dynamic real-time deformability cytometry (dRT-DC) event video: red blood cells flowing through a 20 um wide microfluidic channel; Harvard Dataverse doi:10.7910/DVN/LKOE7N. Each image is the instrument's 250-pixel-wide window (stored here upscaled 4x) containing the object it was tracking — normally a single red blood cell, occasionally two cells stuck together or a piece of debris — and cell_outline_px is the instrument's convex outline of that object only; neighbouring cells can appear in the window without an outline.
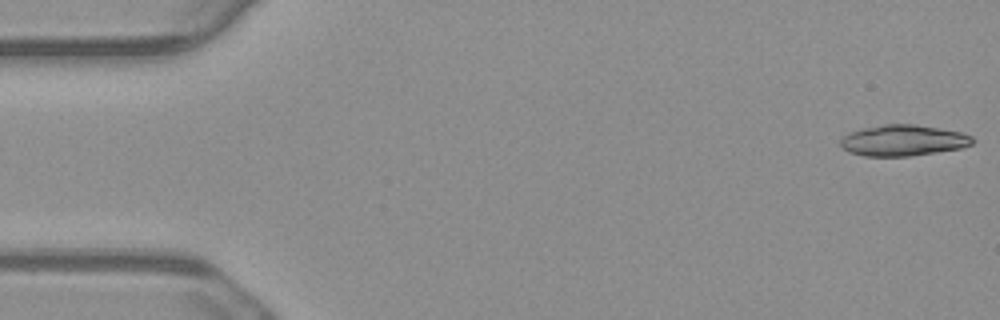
{"species": "common noctule bat (a hibernating species)", "species_latin": "Nyctalus noctula", "temperature_condition": "warm", "stored_images_in_passage": 18, "camera_frame_rate_fps": 3000, "um_per_image_px": 0.085, "animal": {"sex": "male", "body_mass_g": 23.1, "forearm_length_mm": 52.7}, "frame": {"image": 1, "passage_image": 1, "time_ms": 0.0, "image_size_px": [1000, 320], "cell_outline_px": [[976, 140], [972, 144], [960, 148], [912, 156], [864, 156], [848, 152], [840, 144], [840, 140], [848, 132], [864, 128], [884, 124], [916, 124], [940, 128], [960, 132], [972, 136]], "centroid_in_image_um": [76.77, 11.93], "position_along_channel_um": 8.2, "area_um2": 23.93}}
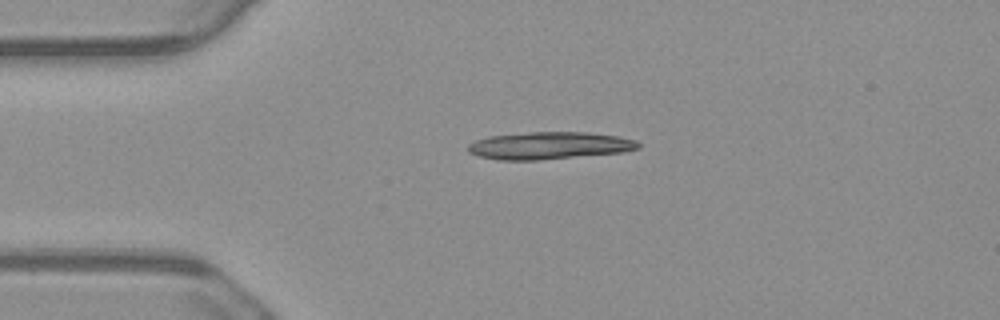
{"frame": {"image": 2, "passage_image": 12, "time_ms": 3.667, "image_size_px": [1000, 320], "cell_outline_px": [[640, 148], [624, 152], [536, 160], [500, 160], [480, 156], [468, 152], [468, 144], [476, 140], [488, 136], [528, 132], [588, 132], [620, 136], [636, 140], [640, 144]], "centroid_in_image_um": [46.72, 12.37], "position_along_channel_um": 38.3, "area_um2": 27.17}}